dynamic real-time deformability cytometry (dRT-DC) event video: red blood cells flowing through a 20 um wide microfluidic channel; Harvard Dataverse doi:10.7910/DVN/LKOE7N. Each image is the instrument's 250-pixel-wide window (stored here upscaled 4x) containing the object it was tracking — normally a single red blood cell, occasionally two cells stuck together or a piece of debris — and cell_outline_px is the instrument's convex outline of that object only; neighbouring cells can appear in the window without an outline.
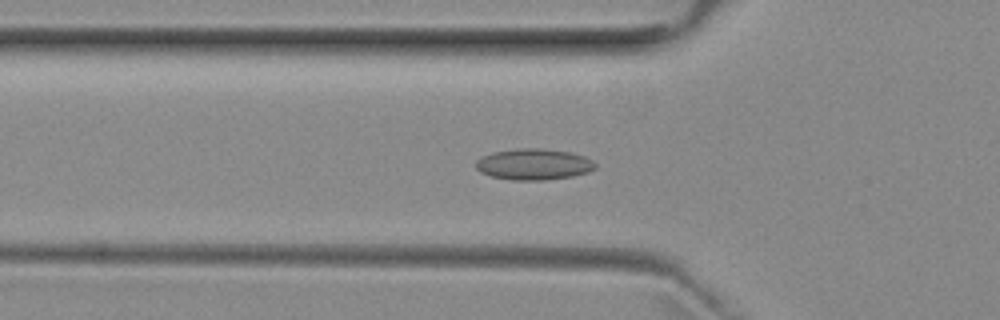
{"species": "common noctule bat (a hibernating species)", "species_latin": "Nyctalus noctula", "temperature_condition": "room temperature", "stored_images_in_passage": 28, "camera_frame_rate_fps": 3000, "um_per_image_px": 0.085, "animal": {"sex": "female", "body_mass_g": 29.2, "forearm_length_mm": 56.3}, "frame": {"image": 1, "passage_image": 11, "time_ms": 3.333, "image_size_px": [1000, 320], "cell_outline_px": [[596, 168], [588, 172], [572, 176], [544, 180], [512, 180], [492, 176], [480, 172], [476, 168], [476, 160], [480, 156], [492, 152], [516, 148], [540, 148], [568, 152], [584, 156], [592, 160], [596, 164]], "centroid_in_image_um": [45.34, 13.96], "position_along_channel_um": 80.5, "area_um2": 21.73}}
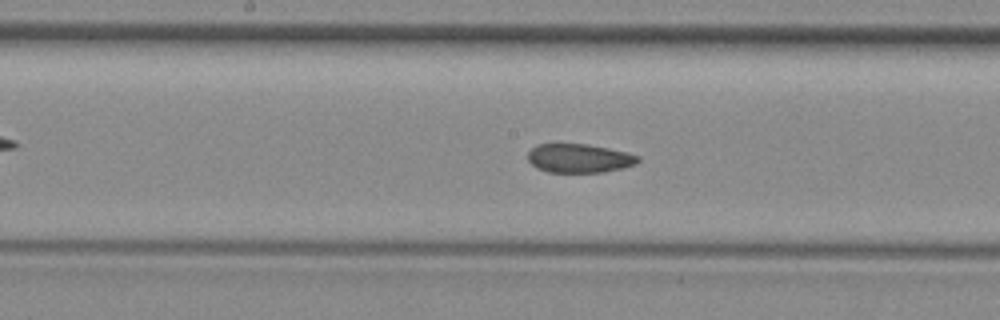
{"frame": {"image": 2, "passage_image": 20, "time_ms": 6.333, "image_size_px": [1000, 320], "cell_outline_px": [[640, 160], [636, 164], [604, 172], [548, 172], [536, 168], [528, 160], [528, 152], [536, 144], [588, 144], [628, 152], [640, 156]], "centroid_in_image_um": [49.23, 13.45], "position_along_channel_um": 199.0, "area_um2": 18.55}}
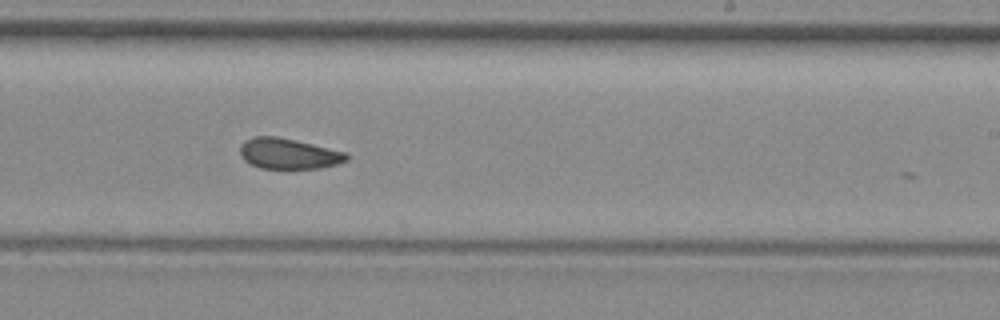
{"frame": {"image": 3, "passage_image": 25, "time_ms": 8.0, "image_size_px": [1000, 320], "cell_outline_px": [[348, 160], [324, 168], [260, 168], [244, 160], [240, 156], [240, 144], [244, 140], [256, 136], [276, 136], [348, 152]], "centroid_in_image_um": [24.53, 13.06], "position_along_channel_um": 264.5, "area_um2": 19.02}}